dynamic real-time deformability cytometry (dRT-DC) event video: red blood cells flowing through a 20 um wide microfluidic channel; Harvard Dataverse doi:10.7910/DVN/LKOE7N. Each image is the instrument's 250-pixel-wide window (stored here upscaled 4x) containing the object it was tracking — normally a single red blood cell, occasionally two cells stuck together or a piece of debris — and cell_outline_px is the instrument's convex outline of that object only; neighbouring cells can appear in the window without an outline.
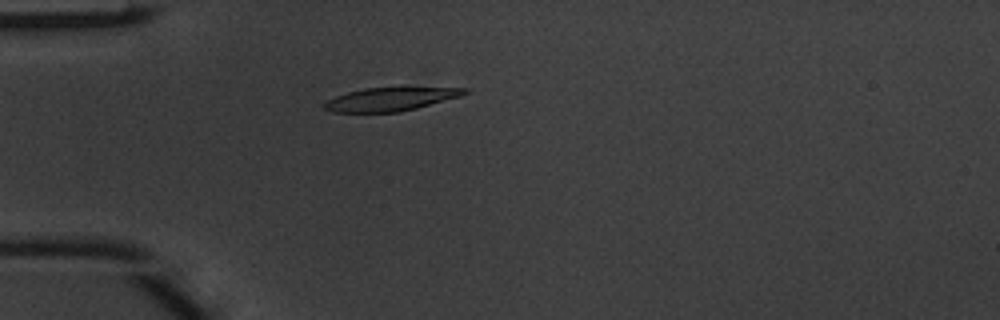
{"species": "common noctule bat (a hibernating species)", "species_latin": "Nyctalus noctula", "temperature_condition": "warm", "stored_images_in_passage": 4, "camera_frame_rate_fps": 3000, "um_per_image_px": 0.085, "animal": {"sex": "male", "body_mass_g": 20.1, "forearm_length_mm": 53.5}, "frame": {"image": 1, "passage_image": 4, "time_ms": 1.0, "image_size_px": [1000, 320], "cell_outline_px": [[468, 92], [460, 96], [416, 108], [400, 112], [332, 112], [324, 108], [324, 104], [328, 100], [336, 96], [348, 92], [364, 88], [468, 88]], "centroid_in_image_um": [33.16, 8.44], "position_along_channel_um": 51.8, "area_um2": 18.67}}